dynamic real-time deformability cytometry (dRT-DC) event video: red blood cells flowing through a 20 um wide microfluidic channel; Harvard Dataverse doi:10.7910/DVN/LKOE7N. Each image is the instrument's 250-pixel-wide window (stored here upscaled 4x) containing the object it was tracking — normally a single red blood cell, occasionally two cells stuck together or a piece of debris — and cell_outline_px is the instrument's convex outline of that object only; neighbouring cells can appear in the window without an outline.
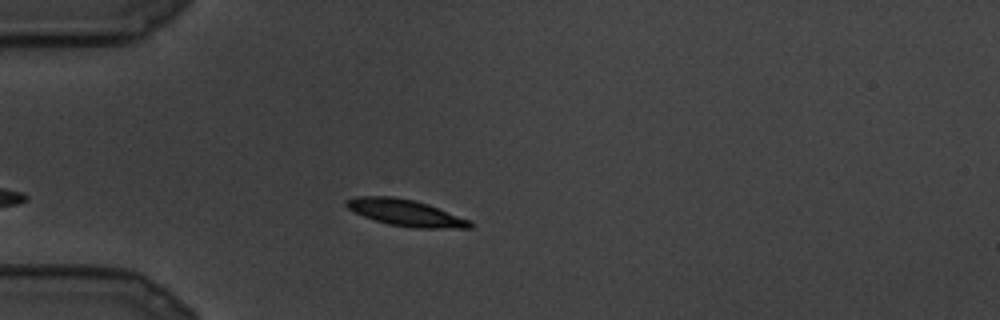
{"species": "common noctule bat (a hibernating species)", "species_latin": "Nyctalus noctula", "temperature_condition": "cold", "stored_images_in_passage": 20, "camera_frame_rate_fps": 3000, "um_per_image_px": 0.085, "animal": {"sex": "male", "body_mass_g": 19.5, "forearm_length_mm": 54.6}, "frame": {"image": 1, "passage_image": 1, "time_ms": 0.0, "image_size_px": [1000, 320], "cell_outline_px": [[472, 228], [416, 228], [388, 224], [364, 216], [348, 208], [344, 204], [344, 200], [356, 196], [392, 196], [412, 200], [428, 204], [472, 220]], "centroid_in_image_um": [34.49, 18.08], "position_along_channel_um": 50.5, "area_um2": 19.07}}
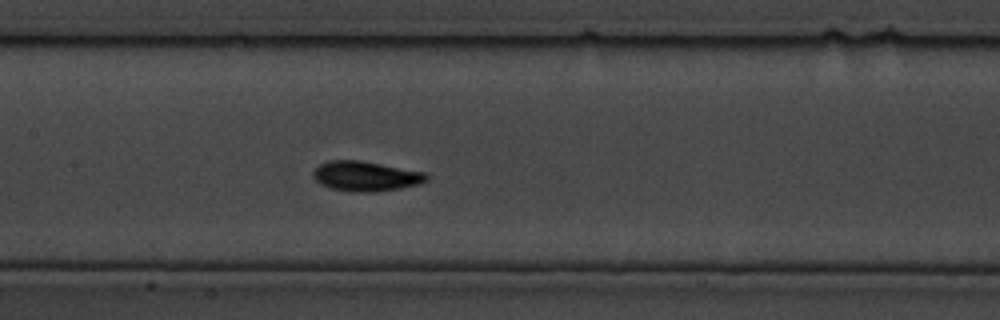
{"frame": {"image": 2, "passage_image": 7, "time_ms": 2.0, "image_size_px": [1000, 320], "cell_outline_px": [[428, 180], [420, 184], [400, 188], [376, 192], [360, 192], [332, 188], [320, 184], [312, 176], [312, 172], [320, 164], [328, 160], [360, 160], [424, 172], [428, 176]], "centroid_in_image_um": [31.08, 14.97], "position_along_channel_um": 176.3, "area_um2": 19.65}}
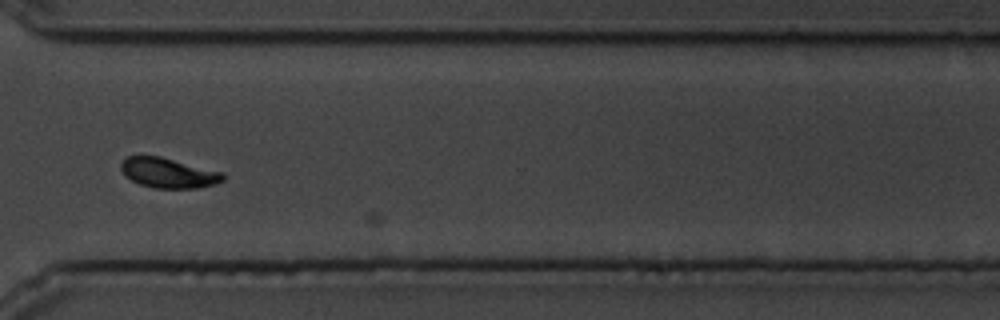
{"frame": {"image": 3, "passage_image": 14, "time_ms": 4.333, "image_size_px": [1000, 320], "cell_outline_px": [[224, 180], [212, 184], [196, 188], [156, 188], [140, 184], [132, 180], [120, 168], [120, 164], [128, 156], [160, 156], [224, 172]], "centroid_in_image_um": [14.34, 14.69], "position_along_channel_um": 356.3, "area_um2": 17.57}}